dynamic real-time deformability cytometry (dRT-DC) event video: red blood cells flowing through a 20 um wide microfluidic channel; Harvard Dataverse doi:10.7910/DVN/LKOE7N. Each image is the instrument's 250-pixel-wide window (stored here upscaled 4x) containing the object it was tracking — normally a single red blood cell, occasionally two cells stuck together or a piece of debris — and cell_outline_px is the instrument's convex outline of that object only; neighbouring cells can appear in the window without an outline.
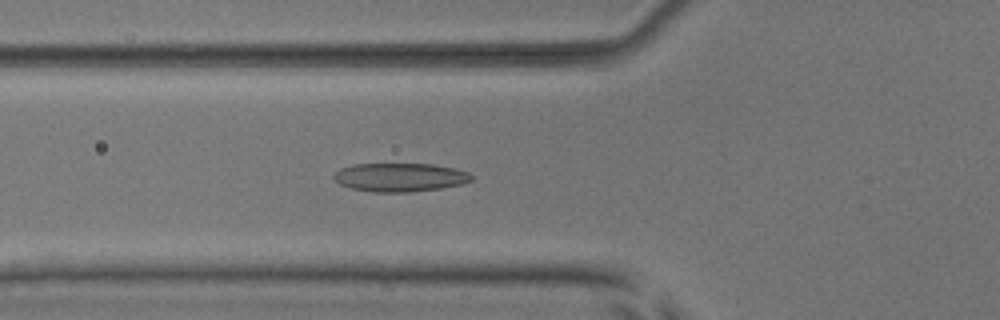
{"species": "common noctule bat (a hibernating species)", "species_latin": "Nyctalus noctula", "temperature_condition": "room temperature", "stored_images_in_passage": 44, "camera_frame_rate_fps": 3000, "um_per_image_px": 0.085, "animal": {"sex": "male", "body_mass_g": 17.9, "forearm_length_mm": 54.2}, "frame": {"image": 1, "passage_image": 11, "time_ms": 3.333, "image_size_px": [1000, 320], "cell_outline_px": [[472, 180], [460, 184], [440, 188], [412, 192], [372, 192], [352, 188], [340, 184], [332, 176], [340, 168], [352, 164], [432, 164], [456, 168], [468, 172], [472, 176]], "centroid_in_image_um": [33.99, 15.06], "position_along_channel_um": 91.8, "area_um2": 22.89}}
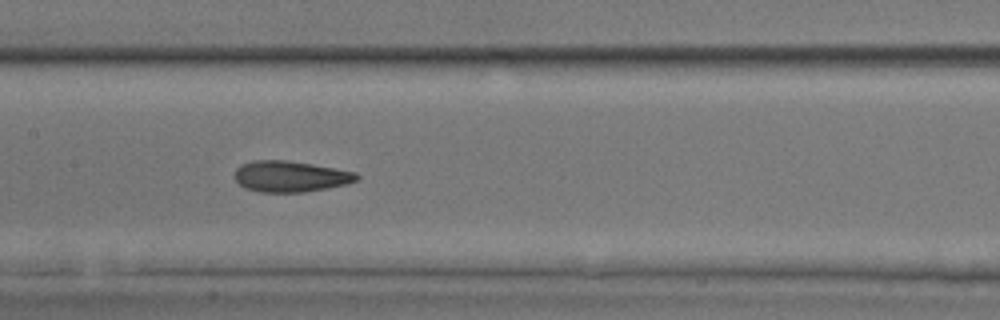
{"frame": {"image": 2, "passage_image": 18, "time_ms": 5.667, "image_size_px": [1000, 320], "cell_outline_px": [[360, 180], [344, 184], [304, 192], [260, 192], [244, 188], [236, 180], [236, 168], [240, 164], [252, 160], [288, 160], [312, 164], [356, 172], [360, 176]], "centroid_in_image_um": [24.67, 14.98], "position_along_channel_um": 182.7, "area_um2": 22.02}}
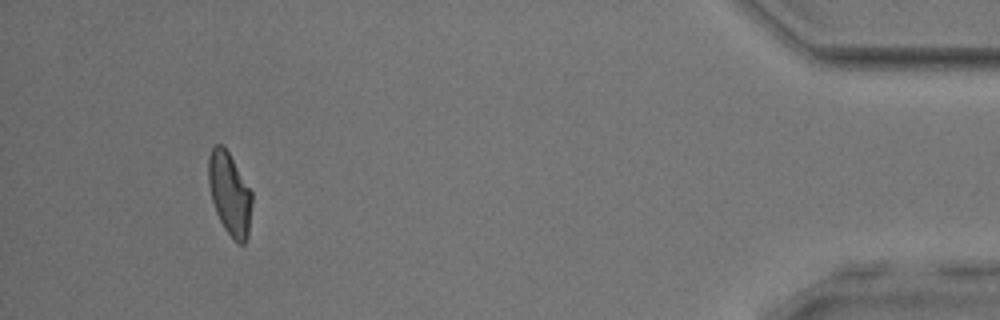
{"frame": {"image": 3, "passage_image": 41, "time_ms": 13.333, "image_size_px": [1000, 320], "cell_outline_px": [[252, 204], [248, 236], [244, 244], [236, 244], [232, 240], [224, 228], [216, 212], [212, 200], [208, 184], [208, 156], [212, 148], [216, 144], [224, 144], [252, 192]], "centroid_in_image_um": [19.52, 16.48], "position_along_channel_um": 415.7, "area_um2": 21.21}, "authors_computed_cell_mechanics": {"area_um2": 21.7617, "velocity_mm_per_s": 3.8946, "shape_relaxation_time_tau1_ms": null, "shape_relaxation_time_tau2_ms": 1.8312, "deformation_change_tau1": null, "deformation_change_tau2": 0.1004}}